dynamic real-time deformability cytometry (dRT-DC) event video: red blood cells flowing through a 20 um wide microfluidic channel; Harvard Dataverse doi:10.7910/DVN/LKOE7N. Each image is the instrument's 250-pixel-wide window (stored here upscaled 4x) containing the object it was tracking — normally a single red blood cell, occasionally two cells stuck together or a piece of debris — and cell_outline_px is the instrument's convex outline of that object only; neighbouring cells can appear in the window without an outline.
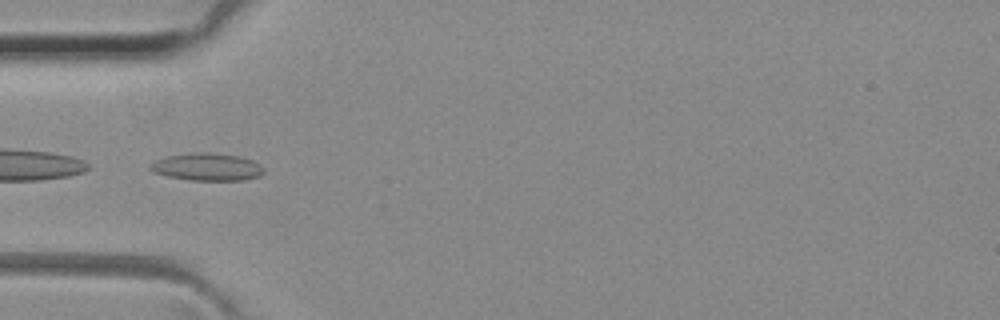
{"species": "common noctule bat (a hibernating species)", "species_latin": "Nyctalus noctula", "temperature_condition": "room temperature", "stored_images_in_passage": 5, "camera_frame_rate_fps": 3000, "um_per_image_px": 0.085, "animal": {"sex": "female", "body_mass_g": 29.2, "forearm_length_mm": 56.3}, "frame": {"image": 1, "passage_image": 4, "time_ms": 3.333, "image_size_px": [1000, 320], "cell_outline_px": [[264, 172], [260, 176], [244, 180], [188, 180], [168, 176], [156, 172], [148, 168], [148, 164], [164, 156], [192, 152], [208, 152], [240, 156], [252, 160], [260, 164], [264, 168]], "centroid_in_image_um": [17.6, 14.18], "position_along_channel_um": 67.4, "area_um2": 18.38}}
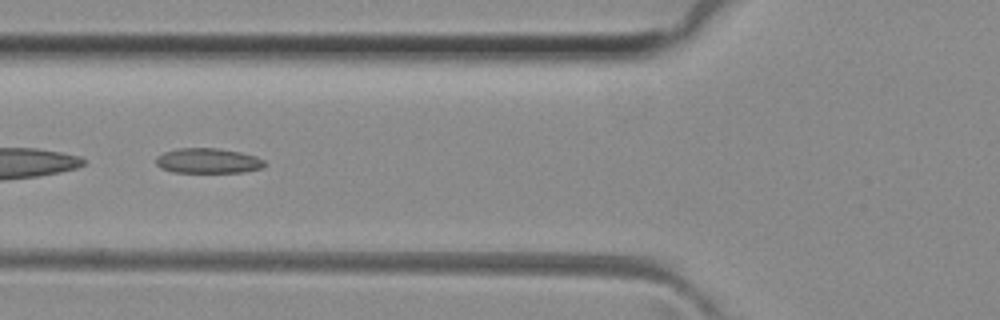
{"frame": {"image": 2, "passage_image": 5, "time_ms": 4.333, "image_size_px": [1000, 320], "cell_outline_px": [[268, 164], [264, 168], [244, 172], [172, 172], [160, 168], [156, 164], [156, 156], [164, 152], [176, 148], [216, 148], [240, 152], [256, 156], [264, 160]], "centroid_in_image_um": [17.7, 13.67], "position_along_channel_um": 108.1, "area_um2": 16.07}}